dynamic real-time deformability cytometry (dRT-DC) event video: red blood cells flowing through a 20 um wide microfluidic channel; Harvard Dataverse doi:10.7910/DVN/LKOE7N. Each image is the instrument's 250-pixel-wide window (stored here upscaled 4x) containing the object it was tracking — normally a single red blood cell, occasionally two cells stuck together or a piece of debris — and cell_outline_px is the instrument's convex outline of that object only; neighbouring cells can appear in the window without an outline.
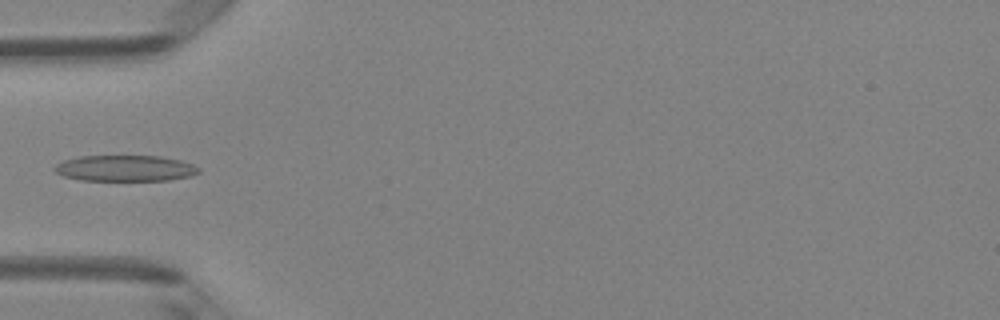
{"species": "Egyptian fruit bat (a non-hibernating species)", "species_latin": "Rousettus aegyptiacus", "temperature_condition": "room temperature", "stored_images_in_passage": 5, "camera_frame_rate_fps": 3000, "um_per_image_px": 0.085, "animal": {"sex": "female"}, "frame": {"image": 1, "passage_image": 4, "time_ms": 3.667, "image_size_px": [1000, 320], "cell_outline_px": [[200, 172], [192, 176], [168, 180], [80, 180], [64, 176], [56, 172], [52, 168], [56, 164], [64, 160], [80, 156], [160, 156], [180, 160], [192, 164], [200, 168]], "centroid_in_image_um": [10.65, 14.3], "position_along_channel_um": 74.4, "area_um2": 21.85}}
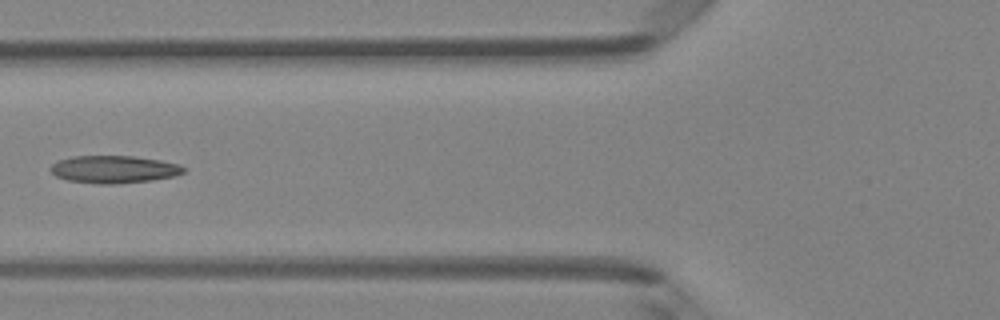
{"frame": {"image": 2, "passage_image": 5, "time_ms": 4.667, "image_size_px": [1000, 320], "cell_outline_px": [[188, 168], [184, 172], [176, 176], [152, 180], [116, 184], [100, 184], [68, 180], [56, 176], [48, 168], [52, 164], [60, 160], [72, 156], [132, 156], [160, 160], [180, 164]], "centroid_in_image_um": [9.72, 14.39], "position_along_channel_um": 116.1, "area_um2": 21.44}}